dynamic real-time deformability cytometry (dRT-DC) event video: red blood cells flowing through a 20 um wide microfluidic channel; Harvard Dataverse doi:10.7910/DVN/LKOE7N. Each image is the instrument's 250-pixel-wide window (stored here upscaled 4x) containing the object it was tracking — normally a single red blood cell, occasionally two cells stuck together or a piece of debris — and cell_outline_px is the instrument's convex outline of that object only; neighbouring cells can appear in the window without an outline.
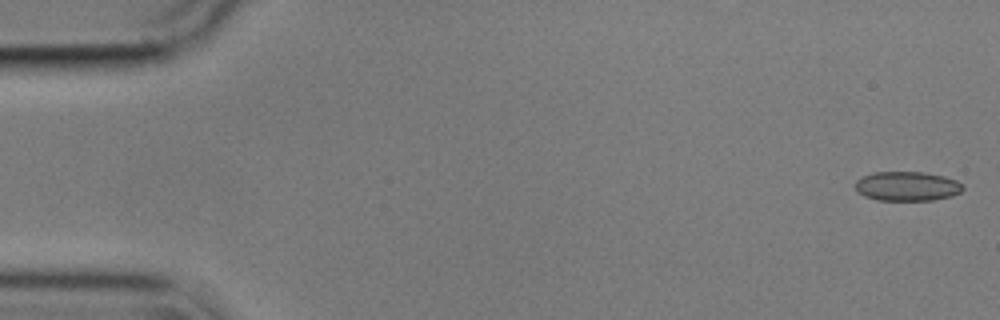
{"species": "common noctule bat (a hibernating species)", "species_latin": "Nyctalus noctula", "temperature_condition": "cold", "stored_images_in_passage": 55, "camera_frame_rate_fps": 3000, "um_per_image_px": 0.085, "animal": {"sex": "male", "body_mass_g": 17.9}, "frame": {"image": 1, "passage_image": 1, "time_ms": 0.0, "image_size_px": [1000, 320], "cell_outline_px": [[964, 188], [960, 192], [952, 196], [932, 200], [876, 200], [864, 196], [856, 192], [856, 180], [872, 172], [924, 172], [944, 176], [956, 180], [964, 184]], "centroid_in_image_um": [77.11, 15.83], "position_along_channel_um": 7.9, "area_um2": 18.55}}
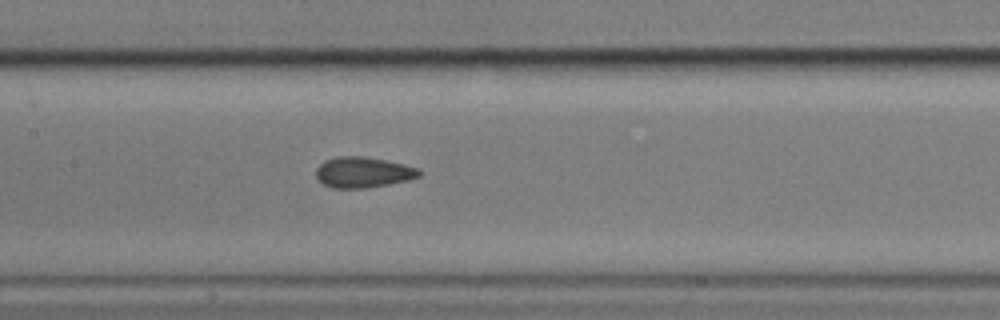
{"frame": {"image": 2, "passage_image": 26, "time_ms": 8.333, "image_size_px": [1000, 320], "cell_outline_px": [[420, 176], [408, 180], [388, 184], [364, 188], [332, 188], [316, 180], [316, 168], [324, 160], [336, 156], [364, 156], [404, 164], [420, 168]], "centroid_in_image_um": [30.83, 14.64], "position_along_channel_um": 176.6, "area_um2": 18.55}}
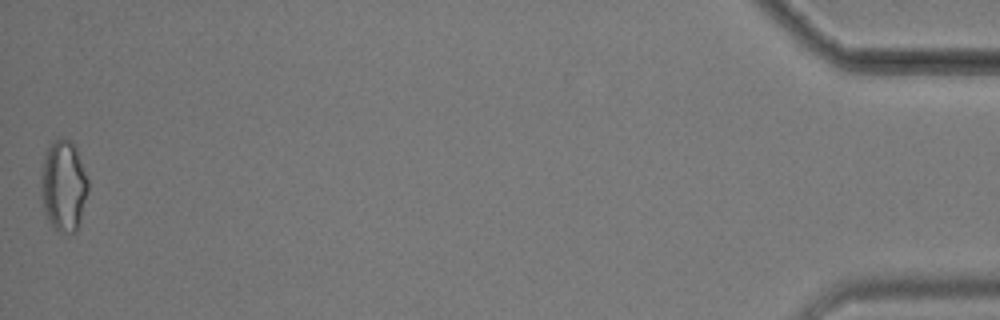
{"frame": {"image": 3, "passage_image": 55, "time_ms": 18.0, "image_size_px": [1000, 320], "cell_outline_px": [[88, 192], [80, 220], [76, 232], [56, 232], [48, 220], [44, 208], [40, 176], [44, 152], [56, 140], [72, 140], [76, 148], [88, 180]], "centroid_in_image_um": [5.4, 15.81], "position_along_channel_um": 429.8, "area_um2": 24.8}, "authors_computed_cell_mechanics": {"area_um2": 18.6116, "velocity_mm_per_s": 3.5908, "shape_relaxation_time_tau1_ms": null, "shape_relaxation_time_tau2_ms": 1.3624, "deformation_change_tau1": null, "deformation_change_tau2": 0.0603}}